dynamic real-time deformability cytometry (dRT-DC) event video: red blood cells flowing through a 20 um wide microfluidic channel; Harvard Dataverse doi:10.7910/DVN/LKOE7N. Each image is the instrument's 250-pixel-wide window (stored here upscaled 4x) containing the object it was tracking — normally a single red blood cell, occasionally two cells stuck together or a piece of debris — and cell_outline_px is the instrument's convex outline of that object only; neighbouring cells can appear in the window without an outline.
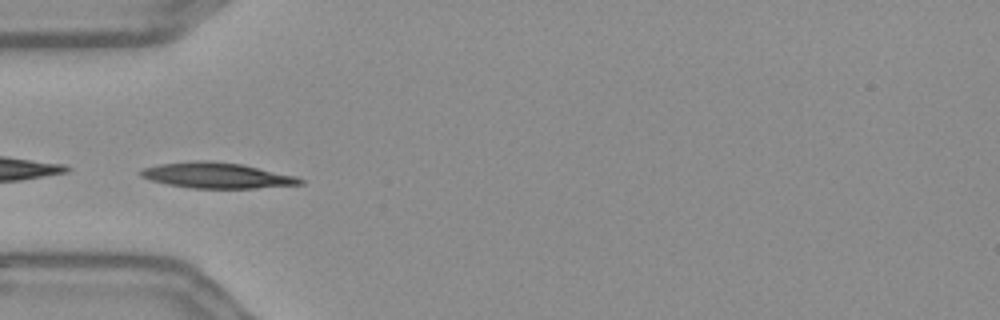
{"species": "Egyptian fruit bat (a non-hibernating species)", "species_latin": "Rousettus aegyptiacus", "temperature_condition": "warm", "stored_images_in_passage": 55, "camera_frame_rate_fps": 3000, "um_per_image_px": 0.085, "frame": {"image": 1, "passage_image": 17, "time_ms": 5.333, "image_size_px": [1000, 320], "cell_outline_px": [[304, 184], [256, 188], [192, 188], [168, 184], [152, 180], [140, 176], [136, 172], [144, 168], [160, 164], [196, 160], [208, 160], [244, 164], [296, 176], [304, 180]], "centroid_in_image_um": [18.45, 14.9], "position_along_channel_um": 66.5, "area_um2": 23.87}}
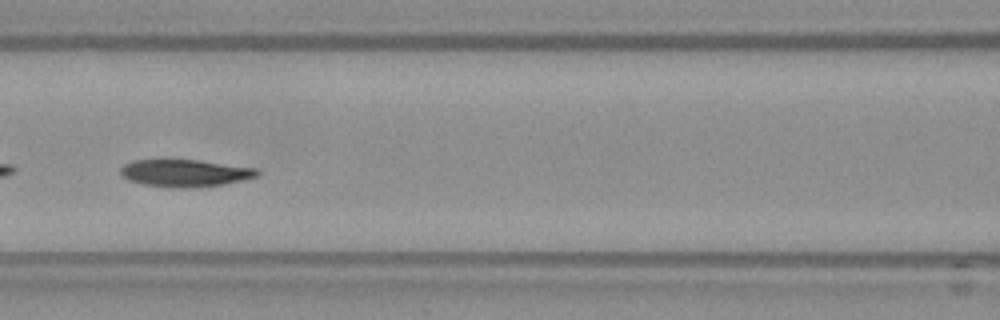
{"frame": {"image": 2, "passage_image": 24, "time_ms": 7.667, "image_size_px": [1000, 320], "cell_outline_px": [[260, 172], [256, 176], [224, 184], [200, 188], [180, 188], [140, 184], [128, 180], [120, 172], [120, 168], [124, 164], [132, 160], [160, 156], [168, 156], [200, 160], [256, 168]], "centroid_in_image_um": [15.62, 14.66], "position_along_channel_um": 151.0, "area_um2": 22.83}}
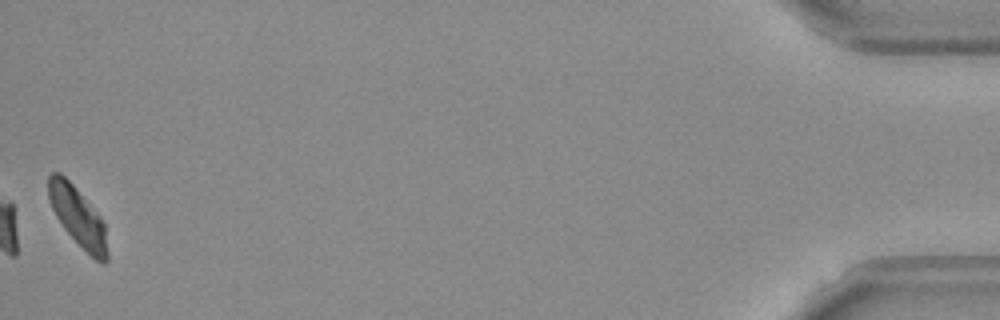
{"frame": {"image": 3, "passage_image": 55, "time_ms": 18.0, "image_size_px": [1000, 320], "cell_outline_px": [[108, 260], [104, 264], [96, 260], [64, 228], [56, 216], [48, 200], [48, 176], [52, 172], [60, 172], [72, 184], [104, 220], [108, 252]], "centroid_in_image_um": [6.62, 18.4], "position_along_channel_um": 428.6, "area_um2": 20.06}, "authors_computed_cell_mechanics": {"area_um2": 22.1952, "velocity_mm_per_s": 3.6078, "shape_relaxation_time_tau1_ms": 4.007, "shape_relaxation_time_tau2_ms": 3.05, "deformation_change_tau1": 0.1553, "deformation_change_tau2": 0.071}}